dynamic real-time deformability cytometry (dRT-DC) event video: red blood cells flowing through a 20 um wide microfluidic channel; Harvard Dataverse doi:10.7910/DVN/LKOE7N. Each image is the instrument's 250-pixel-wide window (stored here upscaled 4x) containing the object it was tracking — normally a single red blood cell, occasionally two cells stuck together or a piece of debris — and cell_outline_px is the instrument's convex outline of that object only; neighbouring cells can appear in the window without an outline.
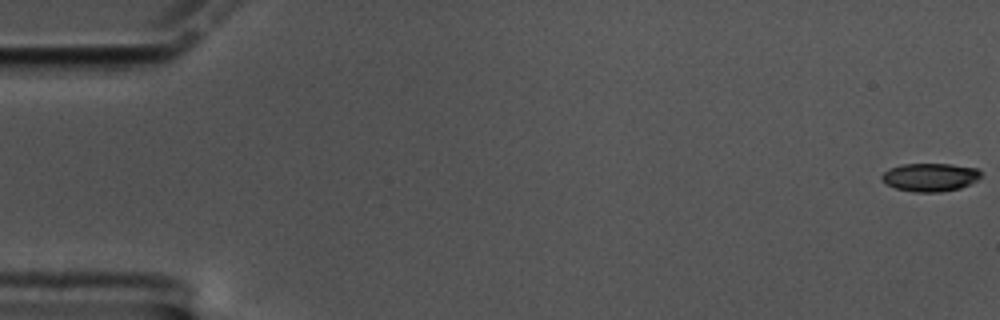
{"species": "common noctule bat (a hibernating species)", "species_latin": "Nyctalus noctula", "temperature_condition": "cold", "stored_images_in_passage": 60, "camera_frame_rate_fps": 3000, "um_per_image_px": 0.085, "animal": {"sex": "male", "body_mass_g": 17.5, "forearm_length_mm": 52.3}, "frame": {"image": 1, "passage_image": 1, "time_ms": 0.0, "image_size_px": [1000, 320], "cell_outline_px": [[980, 176], [976, 180], [960, 188], [940, 192], [912, 192], [896, 188], [888, 184], [880, 176], [884, 172], [892, 168], [904, 164], [952, 164], [976, 168], [980, 172]], "centroid_in_image_um": [79.06, 15.06], "position_along_channel_um": 5.9, "area_um2": 16.01}}
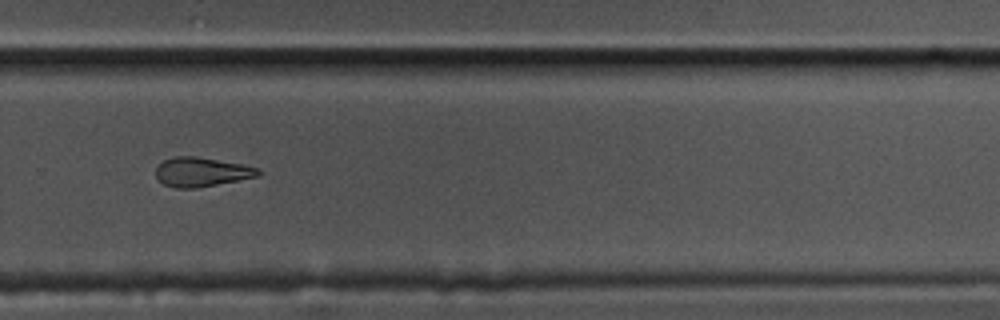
{"frame": {"image": 2, "passage_image": 41, "time_ms": 13.333, "image_size_px": [1000, 320], "cell_outline_px": [[260, 176], [196, 188], [176, 188], [164, 184], [156, 176], [156, 168], [164, 160], [176, 156], [196, 156], [240, 164], [256, 168], [260, 172]], "centroid_in_image_um": [17.11, 14.62], "position_along_channel_um": 312.7, "area_um2": 17.17}}
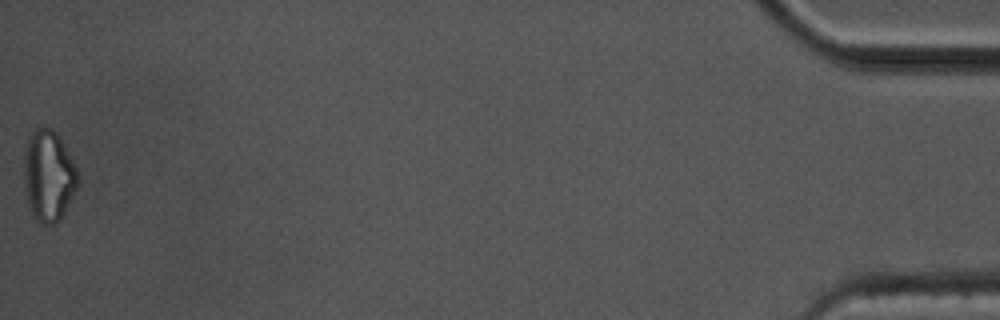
{"frame": {"image": 3, "passage_image": 60, "time_ms": 19.667, "image_size_px": [1000, 320], "cell_outline_px": [[80, 184], [60, 220], [56, 224], [40, 224], [32, 216], [28, 208], [24, 180], [24, 148], [28, 136], [36, 128], [52, 128], [60, 136], [76, 168]], "centroid_in_image_um": [4.12, 14.96], "position_along_channel_um": 431.1, "area_um2": 29.13}, "authors_computed_cell_mechanics": {"area_um2": 18.3515, "velocity_mm_per_s": 3.4172, "shape_relaxation_time_tau1_ms": 8.7641, "shape_relaxation_time_tau2_ms": null, "deformation_change_tau1": 0.1852, "deformation_change_tau2": null}}